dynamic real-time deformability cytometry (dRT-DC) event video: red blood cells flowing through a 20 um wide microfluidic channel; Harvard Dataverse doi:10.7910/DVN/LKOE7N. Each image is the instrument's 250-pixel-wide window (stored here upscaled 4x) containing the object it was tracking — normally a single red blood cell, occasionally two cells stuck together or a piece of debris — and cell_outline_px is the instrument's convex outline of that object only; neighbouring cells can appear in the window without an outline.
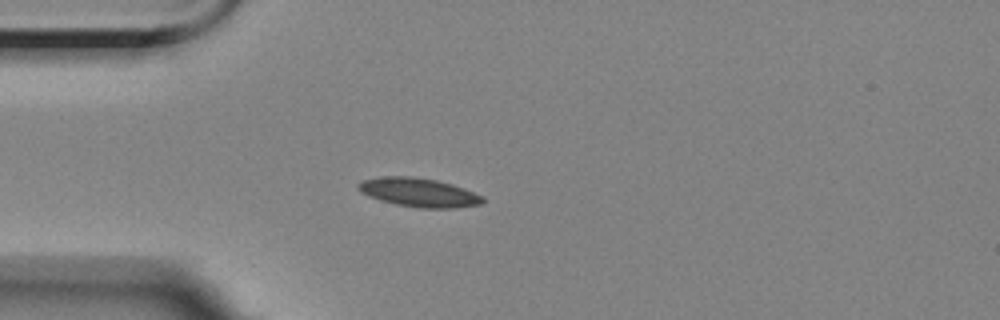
{"species": "Egyptian fruit bat (a non-hibernating species)", "species_latin": "Rousettus aegyptiacus", "temperature_condition": "room temperature", "stored_images_in_passage": 5, "camera_frame_rate_fps": 3000, "um_per_image_px": 0.085, "animal": {"sex": "female"}, "frame": {"image": 1, "passage_image": 5, "time_ms": 4.333, "image_size_px": [1000, 320], "cell_outline_px": [[484, 200], [480, 204], [456, 208], [420, 208], [396, 204], [380, 200], [368, 196], [360, 192], [356, 188], [356, 184], [364, 180], [380, 176], [412, 176], [436, 180], [452, 184], [464, 188], [484, 196]], "centroid_in_image_um": [35.58, 16.35], "position_along_channel_um": 49.4, "area_um2": 21.04}}